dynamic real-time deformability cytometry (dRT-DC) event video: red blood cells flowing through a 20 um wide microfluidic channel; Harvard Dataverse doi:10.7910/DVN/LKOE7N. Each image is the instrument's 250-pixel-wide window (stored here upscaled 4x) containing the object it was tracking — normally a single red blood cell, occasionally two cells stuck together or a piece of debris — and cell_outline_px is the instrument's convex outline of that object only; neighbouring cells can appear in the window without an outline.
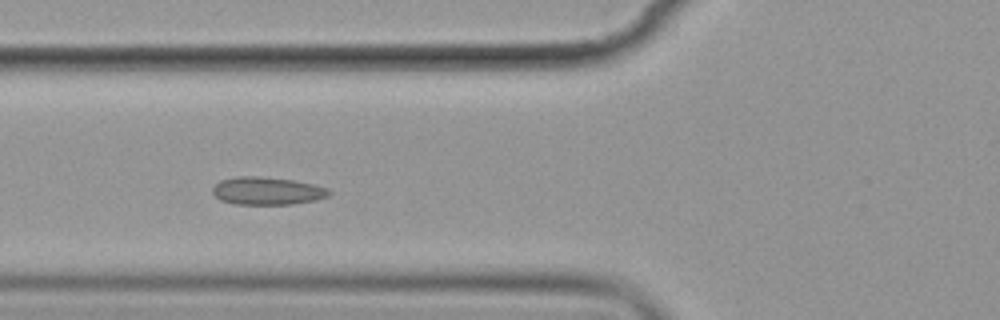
{"species": "common noctule bat (a hibernating species)", "species_latin": "Nyctalus noctula", "temperature_condition": "cold", "stored_images_in_passage": 4, "camera_frame_rate_fps": 3000, "um_per_image_px": 0.085, "animal": {"sex": "female", "body_mass_g": 19.9}, "frame": {"image": 1, "passage_image": 4, "time_ms": 3.333, "image_size_px": [1000, 320], "cell_outline_px": [[332, 192], [328, 196], [316, 200], [292, 204], [236, 204], [220, 200], [212, 192], [212, 188], [220, 180], [236, 176], [256, 176], [292, 180], [312, 184], [328, 188]], "centroid_in_image_um": [22.7, 16.22], "position_along_channel_um": 103.1, "area_um2": 18.79}}